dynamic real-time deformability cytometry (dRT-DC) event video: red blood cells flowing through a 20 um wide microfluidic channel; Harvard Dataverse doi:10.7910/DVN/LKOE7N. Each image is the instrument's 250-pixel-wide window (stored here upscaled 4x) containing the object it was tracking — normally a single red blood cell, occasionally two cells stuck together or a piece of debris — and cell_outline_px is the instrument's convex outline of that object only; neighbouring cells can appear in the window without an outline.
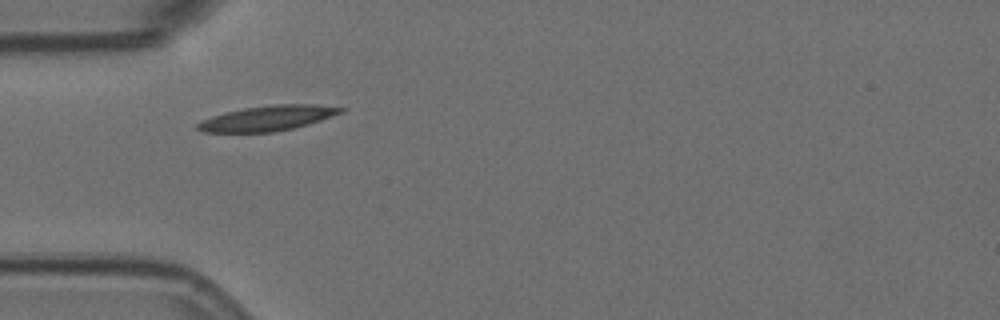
{"species": "Egyptian fruit bat (a non-hibernating species)", "species_latin": "Rousettus aegyptiacus", "temperature_condition": "room temperature", "stored_images_in_passage": 2, "camera_frame_rate_fps": 3000, "um_per_image_px": 0.085, "animal": {"sex": "female"}, "frame": {"image": 1, "passage_image": 1, "time_ms": 0.0, "image_size_px": [1000, 320], "cell_outline_px": [[344, 112], [308, 124], [276, 132], [204, 132], [196, 128], [196, 124], [200, 120], [224, 112], [244, 108], [276, 104], [316, 104], [344, 108]], "centroid_in_image_um": [22.72, 10.04], "position_along_channel_um": 62.3, "area_um2": 20.92}}
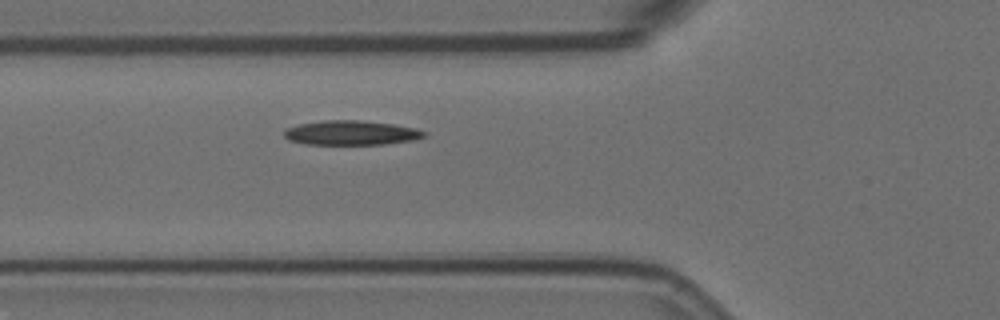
{"frame": {"image": 2, "passage_image": 2, "time_ms": 0.333, "image_size_px": [1000, 320], "cell_outline_px": [[428, 132], [424, 136], [412, 140], [384, 144], [304, 144], [288, 140], [284, 136], [284, 128], [300, 124], [324, 120], [360, 120], [392, 124], [416, 128]], "centroid_in_image_um": [29.82, 11.28], "position_along_channel_um": 96.0, "area_um2": 19.94}}